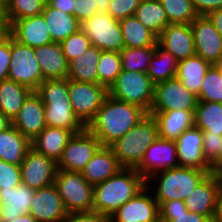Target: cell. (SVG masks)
Wrapping results in <instances>:
<instances>
[{"label":"cell","instance_id":"6da1fadb","mask_svg":"<svg viewBox=\"0 0 222 222\" xmlns=\"http://www.w3.org/2000/svg\"><path fill=\"white\" fill-rule=\"evenodd\" d=\"M147 115L140 106L107 95L86 128L99 140L101 146L109 147Z\"/></svg>","mask_w":222,"mask_h":222},{"label":"cell","instance_id":"7a4b0ae2","mask_svg":"<svg viewBox=\"0 0 222 222\" xmlns=\"http://www.w3.org/2000/svg\"><path fill=\"white\" fill-rule=\"evenodd\" d=\"M146 186L135 168L123 167L114 176L94 185L92 210L110 217Z\"/></svg>","mask_w":222,"mask_h":222},{"label":"cell","instance_id":"3957f363","mask_svg":"<svg viewBox=\"0 0 222 222\" xmlns=\"http://www.w3.org/2000/svg\"><path fill=\"white\" fill-rule=\"evenodd\" d=\"M69 79H46L35 91L45 105V122L47 126L71 130L74 134L86 127L74 114L69 99Z\"/></svg>","mask_w":222,"mask_h":222},{"label":"cell","instance_id":"277c9868","mask_svg":"<svg viewBox=\"0 0 222 222\" xmlns=\"http://www.w3.org/2000/svg\"><path fill=\"white\" fill-rule=\"evenodd\" d=\"M208 174H210L208 170L177 166L153 174L146 180V185L154 192L157 202L184 201ZM152 181H155V185ZM154 186L155 189H151Z\"/></svg>","mask_w":222,"mask_h":222},{"label":"cell","instance_id":"5b68a950","mask_svg":"<svg viewBox=\"0 0 222 222\" xmlns=\"http://www.w3.org/2000/svg\"><path fill=\"white\" fill-rule=\"evenodd\" d=\"M157 138V122L153 116L148 114L109 147L122 167L136 168L143 159L146 150Z\"/></svg>","mask_w":222,"mask_h":222},{"label":"cell","instance_id":"8992f818","mask_svg":"<svg viewBox=\"0 0 222 222\" xmlns=\"http://www.w3.org/2000/svg\"><path fill=\"white\" fill-rule=\"evenodd\" d=\"M155 84L144 72L122 70L108 89L111 97L143 108L148 114L154 99Z\"/></svg>","mask_w":222,"mask_h":222},{"label":"cell","instance_id":"52a82bcc","mask_svg":"<svg viewBox=\"0 0 222 222\" xmlns=\"http://www.w3.org/2000/svg\"><path fill=\"white\" fill-rule=\"evenodd\" d=\"M54 184L68 213L92 210L94 186L81 172L58 169Z\"/></svg>","mask_w":222,"mask_h":222},{"label":"cell","instance_id":"ba28073f","mask_svg":"<svg viewBox=\"0 0 222 222\" xmlns=\"http://www.w3.org/2000/svg\"><path fill=\"white\" fill-rule=\"evenodd\" d=\"M81 29L101 51L120 52L125 47L119 20L109 13L97 12L81 24Z\"/></svg>","mask_w":222,"mask_h":222},{"label":"cell","instance_id":"9c48e42d","mask_svg":"<svg viewBox=\"0 0 222 222\" xmlns=\"http://www.w3.org/2000/svg\"><path fill=\"white\" fill-rule=\"evenodd\" d=\"M68 92L74 114L85 127L93 120L108 95V89L101 84L74 80H69Z\"/></svg>","mask_w":222,"mask_h":222},{"label":"cell","instance_id":"30bf717a","mask_svg":"<svg viewBox=\"0 0 222 222\" xmlns=\"http://www.w3.org/2000/svg\"><path fill=\"white\" fill-rule=\"evenodd\" d=\"M8 79L29 88L31 91H36L44 81L34 48L20 44L12 37Z\"/></svg>","mask_w":222,"mask_h":222},{"label":"cell","instance_id":"8fae6325","mask_svg":"<svg viewBox=\"0 0 222 222\" xmlns=\"http://www.w3.org/2000/svg\"><path fill=\"white\" fill-rule=\"evenodd\" d=\"M197 102V96L175 77L155 85L150 112L195 111Z\"/></svg>","mask_w":222,"mask_h":222},{"label":"cell","instance_id":"7c38bea8","mask_svg":"<svg viewBox=\"0 0 222 222\" xmlns=\"http://www.w3.org/2000/svg\"><path fill=\"white\" fill-rule=\"evenodd\" d=\"M99 140L87 129L74 134L57 162L60 170L81 172L100 147Z\"/></svg>","mask_w":222,"mask_h":222},{"label":"cell","instance_id":"4fadbf2b","mask_svg":"<svg viewBox=\"0 0 222 222\" xmlns=\"http://www.w3.org/2000/svg\"><path fill=\"white\" fill-rule=\"evenodd\" d=\"M20 169L21 183L33 190L53 184L58 170L55 160L38 153L32 147L27 151Z\"/></svg>","mask_w":222,"mask_h":222},{"label":"cell","instance_id":"5bb4252c","mask_svg":"<svg viewBox=\"0 0 222 222\" xmlns=\"http://www.w3.org/2000/svg\"><path fill=\"white\" fill-rule=\"evenodd\" d=\"M179 166L174 140L158 138L146 150L135 170L148 180L153 174Z\"/></svg>","mask_w":222,"mask_h":222},{"label":"cell","instance_id":"9a60e30c","mask_svg":"<svg viewBox=\"0 0 222 222\" xmlns=\"http://www.w3.org/2000/svg\"><path fill=\"white\" fill-rule=\"evenodd\" d=\"M146 185L110 217V222H159L158 202Z\"/></svg>","mask_w":222,"mask_h":222},{"label":"cell","instance_id":"2e32d148","mask_svg":"<svg viewBox=\"0 0 222 222\" xmlns=\"http://www.w3.org/2000/svg\"><path fill=\"white\" fill-rule=\"evenodd\" d=\"M196 55L211 65L222 58V36L207 16H198L191 24Z\"/></svg>","mask_w":222,"mask_h":222},{"label":"cell","instance_id":"e0dca14e","mask_svg":"<svg viewBox=\"0 0 222 222\" xmlns=\"http://www.w3.org/2000/svg\"><path fill=\"white\" fill-rule=\"evenodd\" d=\"M179 166L208 170L213 173L211 164L203 153V131L195 126L182 132L175 140Z\"/></svg>","mask_w":222,"mask_h":222},{"label":"cell","instance_id":"ac0fdd59","mask_svg":"<svg viewBox=\"0 0 222 222\" xmlns=\"http://www.w3.org/2000/svg\"><path fill=\"white\" fill-rule=\"evenodd\" d=\"M29 213L37 222H63L68 212L55 184L35 190Z\"/></svg>","mask_w":222,"mask_h":222},{"label":"cell","instance_id":"d6986e66","mask_svg":"<svg viewBox=\"0 0 222 222\" xmlns=\"http://www.w3.org/2000/svg\"><path fill=\"white\" fill-rule=\"evenodd\" d=\"M12 125L30 141L47 126L45 105L35 91L24 100L21 109L12 120Z\"/></svg>","mask_w":222,"mask_h":222},{"label":"cell","instance_id":"ffe728a7","mask_svg":"<svg viewBox=\"0 0 222 222\" xmlns=\"http://www.w3.org/2000/svg\"><path fill=\"white\" fill-rule=\"evenodd\" d=\"M157 44L178 61L196 55L194 34L190 24H168L158 35Z\"/></svg>","mask_w":222,"mask_h":222},{"label":"cell","instance_id":"44dd1931","mask_svg":"<svg viewBox=\"0 0 222 222\" xmlns=\"http://www.w3.org/2000/svg\"><path fill=\"white\" fill-rule=\"evenodd\" d=\"M7 33L20 44L31 48L52 43L42 14L14 21L8 27Z\"/></svg>","mask_w":222,"mask_h":222},{"label":"cell","instance_id":"7402d4cb","mask_svg":"<svg viewBox=\"0 0 222 222\" xmlns=\"http://www.w3.org/2000/svg\"><path fill=\"white\" fill-rule=\"evenodd\" d=\"M219 183L214 173L208 174L184 200L187 209L198 215L214 219L219 194Z\"/></svg>","mask_w":222,"mask_h":222},{"label":"cell","instance_id":"603a6c76","mask_svg":"<svg viewBox=\"0 0 222 222\" xmlns=\"http://www.w3.org/2000/svg\"><path fill=\"white\" fill-rule=\"evenodd\" d=\"M35 190L20 184L0 189V222H12L18 216L29 214Z\"/></svg>","mask_w":222,"mask_h":222},{"label":"cell","instance_id":"cb8c5ba5","mask_svg":"<svg viewBox=\"0 0 222 222\" xmlns=\"http://www.w3.org/2000/svg\"><path fill=\"white\" fill-rule=\"evenodd\" d=\"M122 168L112 149L100 146L81 173L87 182L94 186L111 178Z\"/></svg>","mask_w":222,"mask_h":222},{"label":"cell","instance_id":"d4e9b609","mask_svg":"<svg viewBox=\"0 0 222 222\" xmlns=\"http://www.w3.org/2000/svg\"><path fill=\"white\" fill-rule=\"evenodd\" d=\"M34 53L44 80L68 78L69 62L59 43L36 47Z\"/></svg>","mask_w":222,"mask_h":222},{"label":"cell","instance_id":"484cf974","mask_svg":"<svg viewBox=\"0 0 222 222\" xmlns=\"http://www.w3.org/2000/svg\"><path fill=\"white\" fill-rule=\"evenodd\" d=\"M74 133L59 127L46 126L32 141L31 147L38 153L56 162L61 158L64 148Z\"/></svg>","mask_w":222,"mask_h":222},{"label":"cell","instance_id":"4316f807","mask_svg":"<svg viewBox=\"0 0 222 222\" xmlns=\"http://www.w3.org/2000/svg\"><path fill=\"white\" fill-rule=\"evenodd\" d=\"M149 115L156 120L158 136L163 139L175 141L182 132L194 126V111L149 112Z\"/></svg>","mask_w":222,"mask_h":222},{"label":"cell","instance_id":"83f0119b","mask_svg":"<svg viewBox=\"0 0 222 222\" xmlns=\"http://www.w3.org/2000/svg\"><path fill=\"white\" fill-rule=\"evenodd\" d=\"M41 14L54 43H60L81 28V23L74 15L52 8L47 3Z\"/></svg>","mask_w":222,"mask_h":222},{"label":"cell","instance_id":"f1b7e54d","mask_svg":"<svg viewBox=\"0 0 222 222\" xmlns=\"http://www.w3.org/2000/svg\"><path fill=\"white\" fill-rule=\"evenodd\" d=\"M30 148L31 141L13 125L0 132L1 160L20 166Z\"/></svg>","mask_w":222,"mask_h":222},{"label":"cell","instance_id":"f546056e","mask_svg":"<svg viewBox=\"0 0 222 222\" xmlns=\"http://www.w3.org/2000/svg\"><path fill=\"white\" fill-rule=\"evenodd\" d=\"M211 64L198 55L178 61L176 78L195 96H199L200 89Z\"/></svg>","mask_w":222,"mask_h":222},{"label":"cell","instance_id":"4dcf8cb0","mask_svg":"<svg viewBox=\"0 0 222 222\" xmlns=\"http://www.w3.org/2000/svg\"><path fill=\"white\" fill-rule=\"evenodd\" d=\"M101 50L95 46L69 62L68 79L77 82L98 84V64Z\"/></svg>","mask_w":222,"mask_h":222},{"label":"cell","instance_id":"1f68e13d","mask_svg":"<svg viewBox=\"0 0 222 222\" xmlns=\"http://www.w3.org/2000/svg\"><path fill=\"white\" fill-rule=\"evenodd\" d=\"M32 91L10 79L0 82V112L11 121Z\"/></svg>","mask_w":222,"mask_h":222},{"label":"cell","instance_id":"d6a6232c","mask_svg":"<svg viewBox=\"0 0 222 222\" xmlns=\"http://www.w3.org/2000/svg\"><path fill=\"white\" fill-rule=\"evenodd\" d=\"M125 47L156 46L157 35L146 28L135 16L119 20Z\"/></svg>","mask_w":222,"mask_h":222},{"label":"cell","instance_id":"836d02e7","mask_svg":"<svg viewBox=\"0 0 222 222\" xmlns=\"http://www.w3.org/2000/svg\"><path fill=\"white\" fill-rule=\"evenodd\" d=\"M178 60L168 51L156 44V50L151 58L146 74L156 85L175 78Z\"/></svg>","mask_w":222,"mask_h":222},{"label":"cell","instance_id":"e575fe53","mask_svg":"<svg viewBox=\"0 0 222 222\" xmlns=\"http://www.w3.org/2000/svg\"><path fill=\"white\" fill-rule=\"evenodd\" d=\"M194 126L222 136V104L198 101L194 111Z\"/></svg>","mask_w":222,"mask_h":222},{"label":"cell","instance_id":"d590c367","mask_svg":"<svg viewBox=\"0 0 222 222\" xmlns=\"http://www.w3.org/2000/svg\"><path fill=\"white\" fill-rule=\"evenodd\" d=\"M134 16L157 36L170 24L160 0H142Z\"/></svg>","mask_w":222,"mask_h":222},{"label":"cell","instance_id":"8d00e7d4","mask_svg":"<svg viewBox=\"0 0 222 222\" xmlns=\"http://www.w3.org/2000/svg\"><path fill=\"white\" fill-rule=\"evenodd\" d=\"M46 0H7L4 3V16L9 27L14 21L37 16L43 12Z\"/></svg>","mask_w":222,"mask_h":222},{"label":"cell","instance_id":"74e56055","mask_svg":"<svg viewBox=\"0 0 222 222\" xmlns=\"http://www.w3.org/2000/svg\"><path fill=\"white\" fill-rule=\"evenodd\" d=\"M155 50L156 46L138 48L124 47L120 51L122 70L146 73Z\"/></svg>","mask_w":222,"mask_h":222},{"label":"cell","instance_id":"f35d334b","mask_svg":"<svg viewBox=\"0 0 222 222\" xmlns=\"http://www.w3.org/2000/svg\"><path fill=\"white\" fill-rule=\"evenodd\" d=\"M98 62V84L109 89L122 71L120 52L101 51Z\"/></svg>","mask_w":222,"mask_h":222},{"label":"cell","instance_id":"ab89813d","mask_svg":"<svg viewBox=\"0 0 222 222\" xmlns=\"http://www.w3.org/2000/svg\"><path fill=\"white\" fill-rule=\"evenodd\" d=\"M170 24H191L199 14L192 0H160Z\"/></svg>","mask_w":222,"mask_h":222},{"label":"cell","instance_id":"60d3db41","mask_svg":"<svg viewBox=\"0 0 222 222\" xmlns=\"http://www.w3.org/2000/svg\"><path fill=\"white\" fill-rule=\"evenodd\" d=\"M197 99L222 104V71L217 65H211L208 69Z\"/></svg>","mask_w":222,"mask_h":222},{"label":"cell","instance_id":"b9f144b4","mask_svg":"<svg viewBox=\"0 0 222 222\" xmlns=\"http://www.w3.org/2000/svg\"><path fill=\"white\" fill-rule=\"evenodd\" d=\"M59 44L68 62L82 55L92 46L90 39L81 28Z\"/></svg>","mask_w":222,"mask_h":222},{"label":"cell","instance_id":"7bdbcfd3","mask_svg":"<svg viewBox=\"0 0 222 222\" xmlns=\"http://www.w3.org/2000/svg\"><path fill=\"white\" fill-rule=\"evenodd\" d=\"M222 143V136L215 135L209 131H203V153L211 164L213 172L219 168V149Z\"/></svg>","mask_w":222,"mask_h":222},{"label":"cell","instance_id":"ee69618b","mask_svg":"<svg viewBox=\"0 0 222 222\" xmlns=\"http://www.w3.org/2000/svg\"><path fill=\"white\" fill-rule=\"evenodd\" d=\"M141 1L142 0H111L107 8V13L116 20L134 16Z\"/></svg>","mask_w":222,"mask_h":222},{"label":"cell","instance_id":"f6af8a7d","mask_svg":"<svg viewBox=\"0 0 222 222\" xmlns=\"http://www.w3.org/2000/svg\"><path fill=\"white\" fill-rule=\"evenodd\" d=\"M21 184V169L0 159V189L13 188Z\"/></svg>","mask_w":222,"mask_h":222},{"label":"cell","instance_id":"bcb514c9","mask_svg":"<svg viewBox=\"0 0 222 222\" xmlns=\"http://www.w3.org/2000/svg\"><path fill=\"white\" fill-rule=\"evenodd\" d=\"M11 62V36L5 33L0 36V82L8 79Z\"/></svg>","mask_w":222,"mask_h":222},{"label":"cell","instance_id":"7dc6e473","mask_svg":"<svg viewBox=\"0 0 222 222\" xmlns=\"http://www.w3.org/2000/svg\"><path fill=\"white\" fill-rule=\"evenodd\" d=\"M158 209L159 221L171 220L173 215H179L188 210L185 202L181 200L158 202Z\"/></svg>","mask_w":222,"mask_h":222},{"label":"cell","instance_id":"c3c4849f","mask_svg":"<svg viewBox=\"0 0 222 222\" xmlns=\"http://www.w3.org/2000/svg\"><path fill=\"white\" fill-rule=\"evenodd\" d=\"M73 15L82 24L97 13L95 0H72Z\"/></svg>","mask_w":222,"mask_h":222},{"label":"cell","instance_id":"681fc988","mask_svg":"<svg viewBox=\"0 0 222 222\" xmlns=\"http://www.w3.org/2000/svg\"><path fill=\"white\" fill-rule=\"evenodd\" d=\"M63 222H110V219L104 214L90 210L68 213Z\"/></svg>","mask_w":222,"mask_h":222},{"label":"cell","instance_id":"f907efd6","mask_svg":"<svg viewBox=\"0 0 222 222\" xmlns=\"http://www.w3.org/2000/svg\"><path fill=\"white\" fill-rule=\"evenodd\" d=\"M196 12L206 16L210 12L222 8V0H192Z\"/></svg>","mask_w":222,"mask_h":222},{"label":"cell","instance_id":"816d5d0a","mask_svg":"<svg viewBox=\"0 0 222 222\" xmlns=\"http://www.w3.org/2000/svg\"><path fill=\"white\" fill-rule=\"evenodd\" d=\"M159 222H211L207 217L198 215L189 210L179 215H173V219Z\"/></svg>","mask_w":222,"mask_h":222},{"label":"cell","instance_id":"f5cc1de1","mask_svg":"<svg viewBox=\"0 0 222 222\" xmlns=\"http://www.w3.org/2000/svg\"><path fill=\"white\" fill-rule=\"evenodd\" d=\"M46 3L56 9H60L61 11L72 14L74 11L72 0H46Z\"/></svg>","mask_w":222,"mask_h":222},{"label":"cell","instance_id":"db71d44e","mask_svg":"<svg viewBox=\"0 0 222 222\" xmlns=\"http://www.w3.org/2000/svg\"><path fill=\"white\" fill-rule=\"evenodd\" d=\"M206 16L210 19L217 31L222 36V8L212 11Z\"/></svg>","mask_w":222,"mask_h":222},{"label":"cell","instance_id":"11a10c76","mask_svg":"<svg viewBox=\"0 0 222 222\" xmlns=\"http://www.w3.org/2000/svg\"><path fill=\"white\" fill-rule=\"evenodd\" d=\"M212 222H222V192L219 191L217 197L216 212Z\"/></svg>","mask_w":222,"mask_h":222},{"label":"cell","instance_id":"9f6ffc18","mask_svg":"<svg viewBox=\"0 0 222 222\" xmlns=\"http://www.w3.org/2000/svg\"><path fill=\"white\" fill-rule=\"evenodd\" d=\"M8 32V26L4 16V4L0 1V36Z\"/></svg>","mask_w":222,"mask_h":222},{"label":"cell","instance_id":"6f0895ef","mask_svg":"<svg viewBox=\"0 0 222 222\" xmlns=\"http://www.w3.org/2000/svg\"><path fill=\"white\" fill-rule=\"evenodd\" d=\"M111 0H95L97 12L107 13V8Z\"/></svg>","mask_w":222,"mask_h":222},{"label":"cell","instance_id":"680465c9","mask_svg":"<svg viewBox=\"0 0 222 222\" xmlns=\"http://www.w3.org/2000/svg\"><path fill=\"white\" fill-rule=\"evenodd\" d=\"M12 125V121L0 112V132Z\"/></svg>","mask_w":222,"mask_h":222},{"label":"cell","instance_id":"91938a15","mask_svg":"<svg viewBox=\"0 0 222 222\" xmlns=\"http://www.w3.org/2000/svg\"><path fill=\"white\" fill-rule=\"evenodd\" d=\"M12 222H37L36 219L29 213L18 216Z\"/></svg>","mask_w":222,"mask_h":222},{"label":"cell","instance_id":"94428289","mask_svg":"<svg viewBox=\"0 0 222 222\" xmlns=\"http://www.w3.org/2000/svg\"><path fill=\"white\" fill-rule=\"evenodd\" d=\"M213 173L216 175L218 179L219 189L222 192V166L217 168Z\"/></svg>","mask_w":222,"mask_h":222},{"label":"cell","instance_id":"6125c7cd","mask_svg":"<svg viewBox=\"0 0 222 222\" xmlns=\"http://www.w3.org/2000/svg\"><path fill=\"white\" fill-rule=\"evenodd\" d=\"M222 166V143L220 145V149H219V167Z\"/></svg>","mask_w":222,"mask_h":222},{"label":"cell","instance_id":"be15d7a7","mask_svg":"<svg viewBox=\"0 0 222 222\" xmlns=\"http://www.w3.org/2000/svg\"><path fill=\"white\" fill-rule=\"evenodd\" d=\"M217 66L221 69L222 71V58L220 59L219 63L217 64Z\"/></svg>","mask_w":222,"mask_h":222},{"label":"cell","instance_id":"e7e4bbea","mask_svg":"<svg viewBox=\"0 0 222 222\" xmlns=\"http://www.w3.org/2000/svg\"><path fill=\"white\" fill-rule=\"evenodd\" d=\"M3 4L7 1V0H0Z\"/></svg>","mask_w":222,"mask_h":222}]
</instances>
